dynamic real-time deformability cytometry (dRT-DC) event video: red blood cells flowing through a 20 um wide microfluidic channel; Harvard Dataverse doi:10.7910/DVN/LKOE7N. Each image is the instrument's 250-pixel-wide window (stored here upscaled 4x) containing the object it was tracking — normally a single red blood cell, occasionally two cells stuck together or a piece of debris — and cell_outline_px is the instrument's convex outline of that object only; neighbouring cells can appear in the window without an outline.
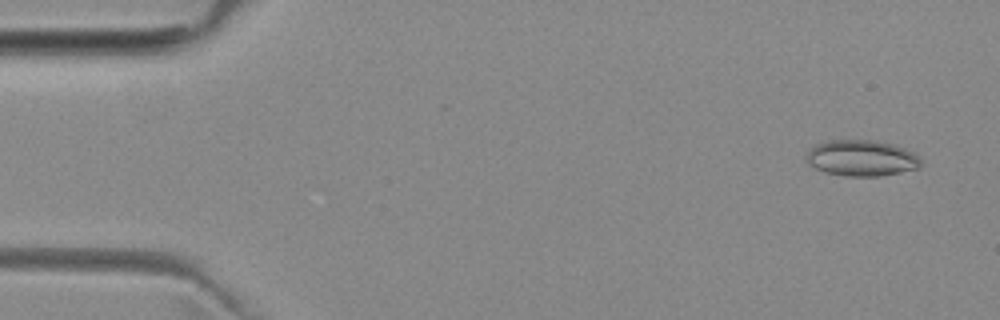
{"species": "common noctule bat (a hibernating species)", "species_latin": "Nyctalus noctula", "temperature_condition": "room temperature", "stored_images_in_passage": 7, "camera_frame_rate_fps": 3000, "um_per_image_px": 0.085, "animal": {"sex": "female", "body_mass_g": 29.2, "forearm_length_mm": 56.3}, "frame": {"image": 1, "passage_image": 1, "time_ms": 0.0, "image_size_px": [1000, 320], "cell_outline_px": [[924, 160], [920, 168], [880, 176], [844, 176], [824, 172], [808, 164], [804, 156], [816, 144], [828, 140], [876, 140], [892, 144], [916, 152]], "centroid_in_image_um": [73.27, 13.44], "position_along_channel_um": 11.7, "area_um2": 24.45}}
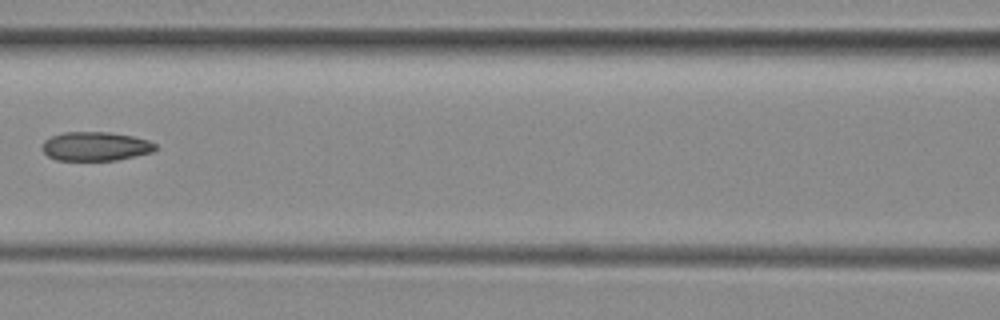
{"frame": {"image": 2, "passage_image": 6, "time_ms": 6.667, "image_size_px": [1000, 320], "cell_outline_px": [[156, 148], [152, 152], [116, 160], [56, 160], [48, 156], [40, 148], [44, 140], [52, 136], [64, 132], [108, 132], [132, 136], [148, 140], [156, 144]], "centroid_in_image_um": [8.08, 12.43], "position_along_channel_um": 158.5, "area_um2": 19.07}}
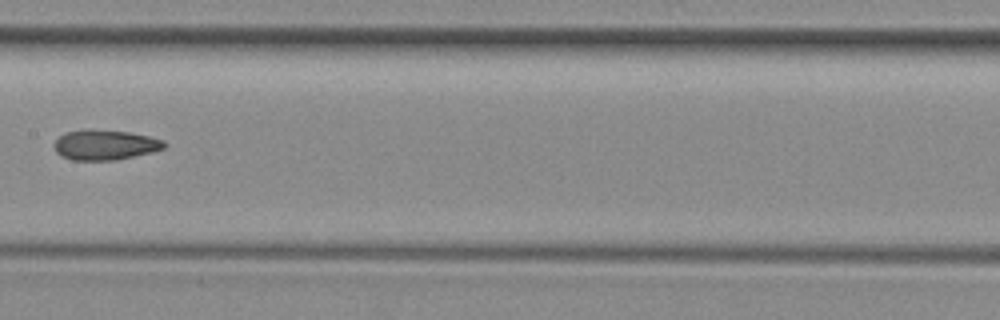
{"frame": {"image": 3, "passage_image": 7, "time_ms": 7.667, "image_size_px": [1000, 320], "cell_outline_px": [[168, 144], [164, 148], [152, 152], [116, 160], [72, 160], [60, 156], [56, 152], [56, 140], [64, 132], [84, 128], [88, 128], [128, 132], [148, 136], [164, 140]], "centroid_in_image_um": [8.93, 12.3], "position_along_channel_um": 198.5, "area_um2": 19.48}}